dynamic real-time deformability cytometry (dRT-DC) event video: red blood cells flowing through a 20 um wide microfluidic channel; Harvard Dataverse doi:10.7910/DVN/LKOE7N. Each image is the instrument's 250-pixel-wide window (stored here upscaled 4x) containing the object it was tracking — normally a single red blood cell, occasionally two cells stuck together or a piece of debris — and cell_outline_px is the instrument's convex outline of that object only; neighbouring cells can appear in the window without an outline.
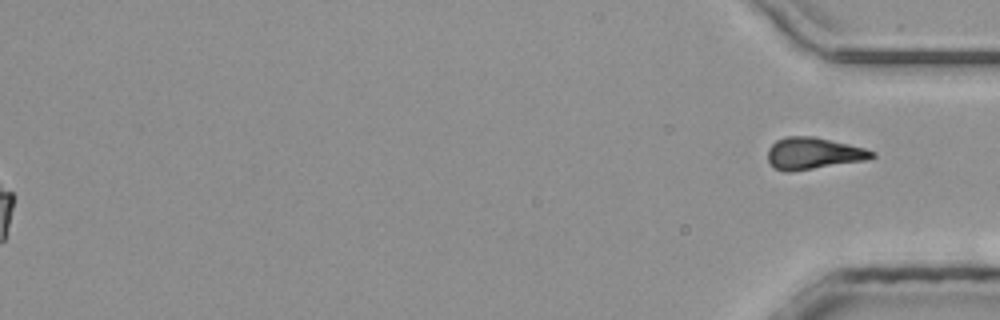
{"species": "common noctule bat (a hibernating species)", "species_latin": "Nyctalus noctula", "temperature_condition": "room temperature", "stored_images_in_passage": 33, "segment_of_instrument_passage": [2, 2], "camera_frame_rate_fps": 3000, "um_per_image_px": 0.085, "animal": {"sex": "male", "body_mass_g": 20.4}, "frame": {"image": 1, "passage_image": 33, "time_ms": 10.667, "image_size_px": [1000, 320], "cell_outline_px": [[876, 156], [868, 160], [792, 172], [784, 172], [772, 168], [768, 160], [768, 148], [776, 140], [788, 136], [812, 136], [848, 144], [864, 148], [876, 152]], "centroid_in_image_um": [69.13, 13.06], "position_along_channel_um": 366.1, "area_um2": 19.54}}